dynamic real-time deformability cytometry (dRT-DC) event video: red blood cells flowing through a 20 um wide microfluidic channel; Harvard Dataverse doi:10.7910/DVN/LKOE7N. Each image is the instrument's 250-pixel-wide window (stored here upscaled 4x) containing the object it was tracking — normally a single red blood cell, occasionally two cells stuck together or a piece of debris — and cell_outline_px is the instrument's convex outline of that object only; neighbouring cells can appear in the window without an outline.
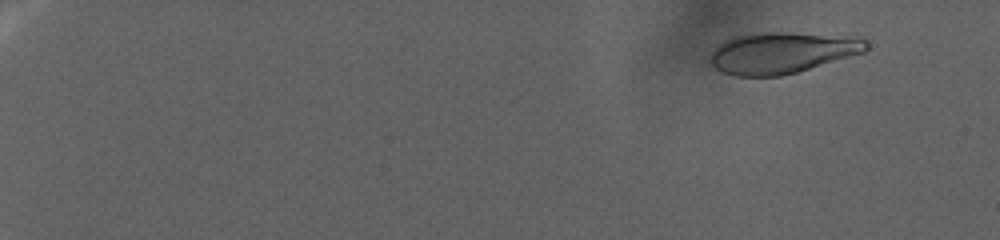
{"species": "human", "species_latin": "Homo sapiens", "temperature_condition": "warm", "stored_images_in_passage": 65, "camera_frame_rate_fps": 3000, "um_per_image_px": 0.085, "donor": {"sex": "female"}, "frame": {"image": 1, "passage_image": 8, "time_ms": 2.333, "image_size_px": [1000, 240], "cell_outline_px": [[868, 48], [864, 52], [796, 72], [780, 76], [736, 76], [724, 72], [716, 68], [712, 64], [712, 52], [724, 40], [736, 36], [760, 32], [792, 32], [864, 40], [868, 44]], "centroid_in_image_um": [66.4, 4.49], "position_along_channel_um": 18.6, "area_um2": 36.47}}
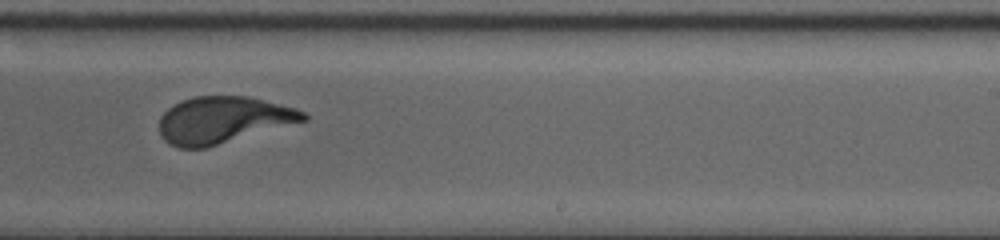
{"frame": {"image": 2, "passage_image": 37, "time_ms": 12.0, "image_size_px": [1000, 240], "cell_outline_px": [[308, 120], [204, 148], [180, 148], [168, 144], [160, 136], [160, 116], [172, 104], [180, 100], [196, 96], [248, 96], [296, 108], [304, 112], [308, 116]], "centroid_in_image_um": [18.93, 10.19], "position_along_channel_um": 270.1, "area_um2": 39.25}}
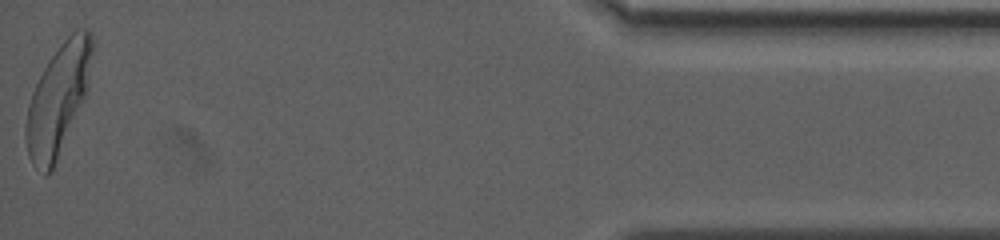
{"frame": {"image": 3, "passage_image": 65, "time_ms": 21.333, "image_size_px": [1000, 240], "cell_outline_px": [[92, 52], [88, 88], [52, 172], [48, 176], [44, 176], [32, 164], [28, 156], [24, 136], [24, 128], [28, 104], [32, 92], [48, 60], [60, 44], [76, 28], [88, 28], [92, 32]], "centroid_in_image_um": [4.91, 8.48], "position_along_channel_um": 430.3, "area_um2": 42.6}}